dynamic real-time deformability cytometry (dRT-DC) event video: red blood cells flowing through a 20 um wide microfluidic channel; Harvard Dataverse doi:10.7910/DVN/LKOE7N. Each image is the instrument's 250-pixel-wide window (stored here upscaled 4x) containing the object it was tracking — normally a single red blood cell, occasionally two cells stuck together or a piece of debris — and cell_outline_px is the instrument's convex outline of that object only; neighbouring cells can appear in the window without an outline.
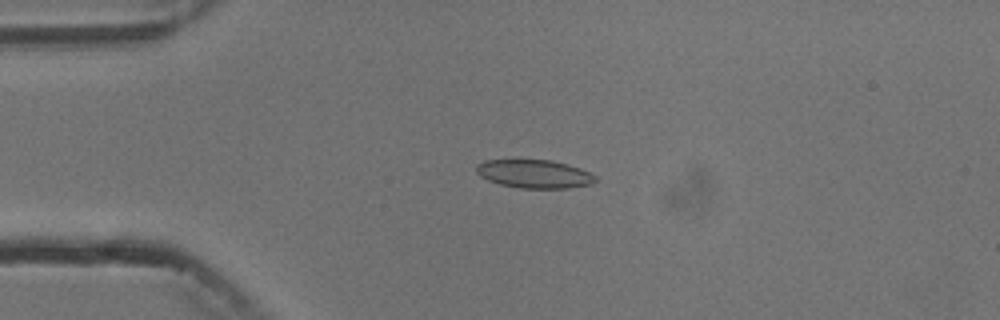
{"species": "common noctule bat (a hibernating species)", "species_latin": "Nyctalus noctula", "temperature_condition": "cold", "stored_images_in_passage": 5, "camera_frame_rate_fps": 3000, "um_per_image_px": 0.085, "animal": {"sex": "male", "body_mass_g": 13.3}, "frame": {"image": 1, "passage_image": 3, "time_ms": 2.333, "image_size_px": [1000, 320], "cell_outline_px": [[596, 180], [592, 184], [568, 188], [520, 188], [500, 184], [488, 180], [480, 176], [476, 172], [476, 164], [484, 160], [552, 160], [580, 168], [596, 176]], "centroid_in_image_um": [45.4, 14.78], "position_along_channel_um": 39.6, "area_um2": 19.65}}
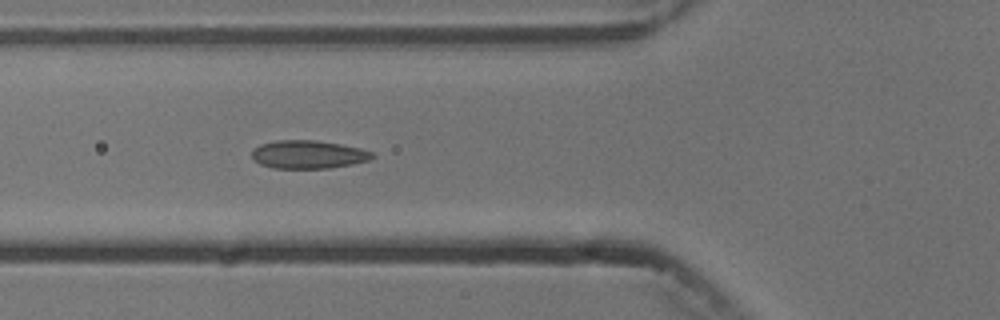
{"frame": {"image": 2, "passage_image": 5, "time_ms": 4.667, "image_size_px": [1000, 320], "cell_outline_px": [[376, 156], [368, 160], [352, 164], [328, 168], [272, 168], [260, 164], [252, 156], [252, 152], [260, 144], [276, 140], [316, 140], [340, 144], [360, 148], [372, 152]], "centroid_in_image_um": [26.21, 13.12], "position_along_channel_um": 99.6, "area_um2": 19.65}}